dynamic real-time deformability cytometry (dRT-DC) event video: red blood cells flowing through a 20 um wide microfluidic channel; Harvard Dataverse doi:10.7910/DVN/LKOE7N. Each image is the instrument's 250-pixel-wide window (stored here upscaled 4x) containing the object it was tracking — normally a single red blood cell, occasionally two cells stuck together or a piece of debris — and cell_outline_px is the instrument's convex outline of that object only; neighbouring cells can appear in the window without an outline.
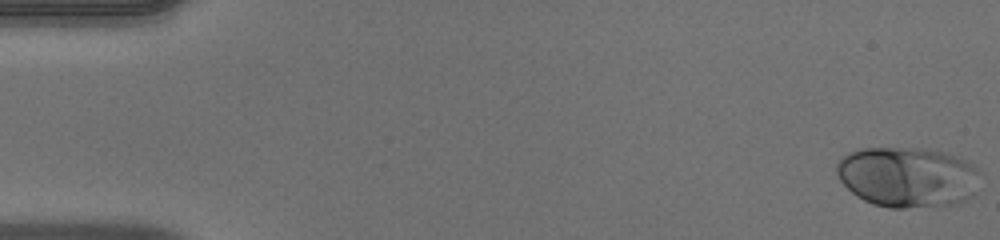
{"species": "human", "species_latin": "Homo sapiens", "temperature_condition": "warm", "stored_images_in_passage": 51, "camera_frame_rate_fps": 3000, "um_per_image_px": 0.085, "donor": {"sex": "male"}, "frame": {"image": 1, "passage_image": 1, "time_ms": 0.0, "image_size_px": [1000, 240], "cell_outline_px": [[976, 168], [972, 196], [956, 204], [904, 208], [892, 208], [872, 204], [856, 196], [840, 180], [836, 172], [836, 164], [848, 152], [864, 148], [924, 148], [956, 156], [964, 160]], "centroid_in_image_um": [77.06, 15.05], "position_along_channel_um": 7.9, "area_um2": 49.82}}
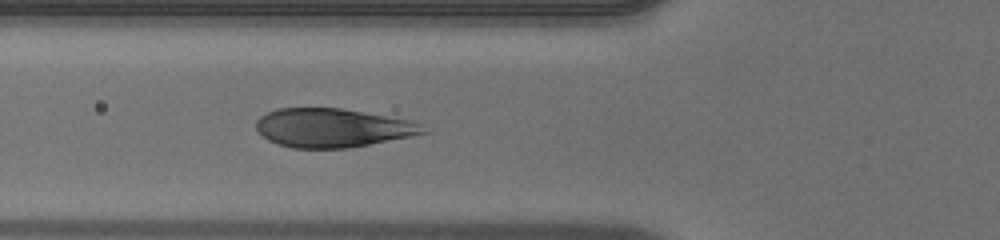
{"frame": {"image": 2, "passage_image": 19, "time_ms": 6.0, "image_size_px": [1000, 240], "cell_outline_px": [[432, 132], [348, 148], [292, 148], [276, 144], [268, 140], [256, 128], [256, 120], [260, 116], [276, 108], [340, 108], [412, 120], [420, 124]], "centroid_in_image_um": [28.28, 10.86], "position_along_channel_um": 97.5, "area_um2": 37.8}}
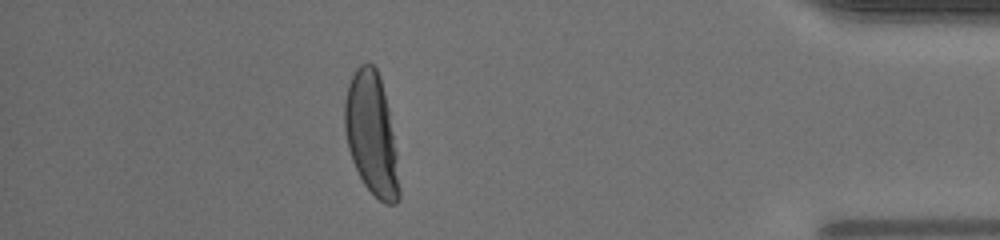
{"frame": {"image": 3, "passage_image": 45, "time_ms": 14.667, "image_size_px": [1000, 240], "cell_outline_px": [[400, 200], [396, 204], [384, 204], [364, 184], [352, 160], [348, 148], [344, 128], [344, 100], [348, 84], [356, 68], [360, 64], [372, 64], [376, 68], [380, 76], [388, 108], [396, 152], [400, 188]], "centroid_in_image_um": [31.57, 11.41], "position_along_channel_um": 403.6, "area_um2": 38.67}}